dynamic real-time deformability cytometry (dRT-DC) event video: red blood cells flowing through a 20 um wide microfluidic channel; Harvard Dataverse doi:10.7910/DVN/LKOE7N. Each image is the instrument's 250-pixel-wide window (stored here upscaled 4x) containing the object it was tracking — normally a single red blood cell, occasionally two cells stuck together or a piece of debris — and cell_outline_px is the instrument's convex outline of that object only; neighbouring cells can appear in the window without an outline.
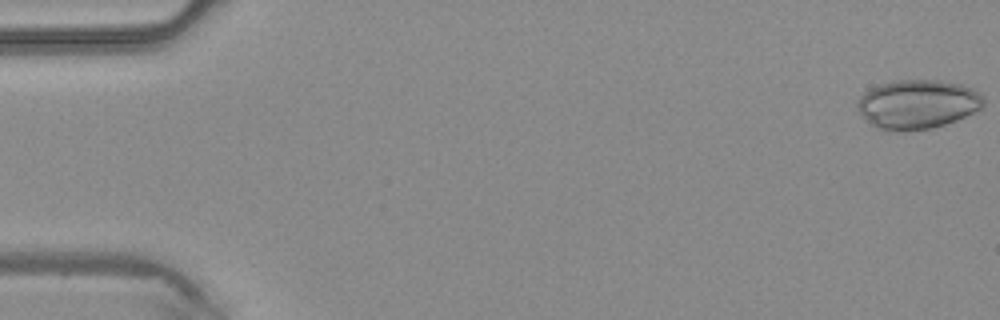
{"species": "common noctule bat (a hibernating species)", "species_latin": "Nyctalus noctula", "temperature_condition": "warm", "stored_images_in_passage": 46, "camera_frame_rate_fps": 3000, "um_per_image_px": 0.085, "animal": {"sex": "male", "body_mass_g": 20.4}, "frame": {"image": 1, "passage_image": 1, "time_ms": 0.0, "image_size_px": [1000, 320], "cell_outline_px": [[984, 104], [980, 108], [956, 120], [932, 128], [896, 132], [876, 128], [860, 116], [856, 104], [860, 96], [864, 92], [880, 84], [896, 80], [936, 80], [960, 84], [972, 88], [984, 96]], "centroid_in_image_um": [77.95, 8.87], "position_along_channel_um": 7.1, "area_um2": 36.18}}
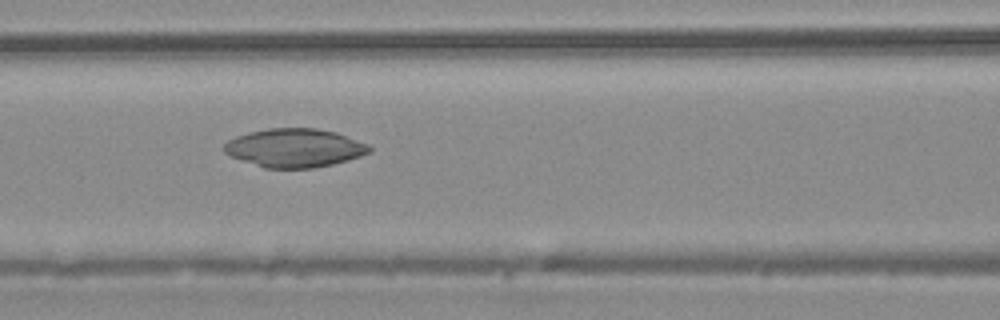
{"frame": {"image": 2, "passage_image": 20, "time_ms": 6.333, "image_size_px": [1000, 320], "cell_outline_px": [[372, 148], [368, 152], [360, 156], [348, 160], [332, 164], [312, 168], [264, 168], [232, 156], [224, 152], [224, 144], [228, 140], [236, 136], [248, 132], [268, 128], [316, 128], [336, 132], [368, 144]], "centroid_in_image_um": [25.03, 12.56], "position_along_channel_um": 141.6, "area_um2": 32.48}}
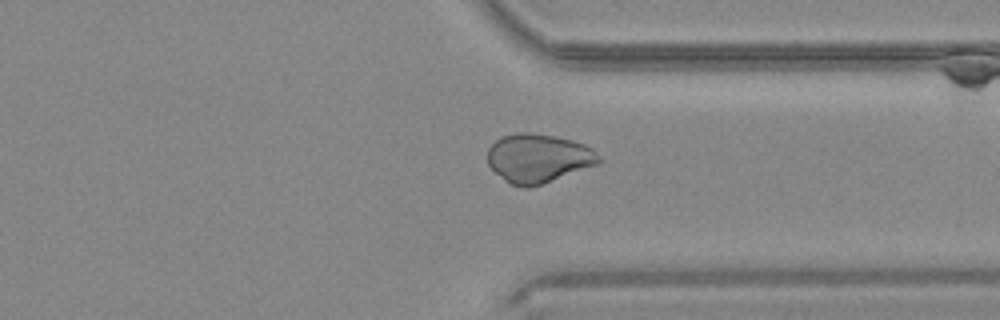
{"frame": {"image": 3, "passage_image": 35, "time_ms": 11.333, "image_size_px": [1000, 320], "cell_outline_px": [[604, 160], [600, 164], [528, 188], [524, 188], [512, 184], [504, 180], [488, 164], [488, 148], [496, 140], [504, 136], [520, 132], [532, 132], [556, 136], [572, 140], [584, 144], [592, 148]], "centroid_in_image_um": [45.79, 13.44], "position_along_channel_um": 365.6, "area_um2": 31.67}}